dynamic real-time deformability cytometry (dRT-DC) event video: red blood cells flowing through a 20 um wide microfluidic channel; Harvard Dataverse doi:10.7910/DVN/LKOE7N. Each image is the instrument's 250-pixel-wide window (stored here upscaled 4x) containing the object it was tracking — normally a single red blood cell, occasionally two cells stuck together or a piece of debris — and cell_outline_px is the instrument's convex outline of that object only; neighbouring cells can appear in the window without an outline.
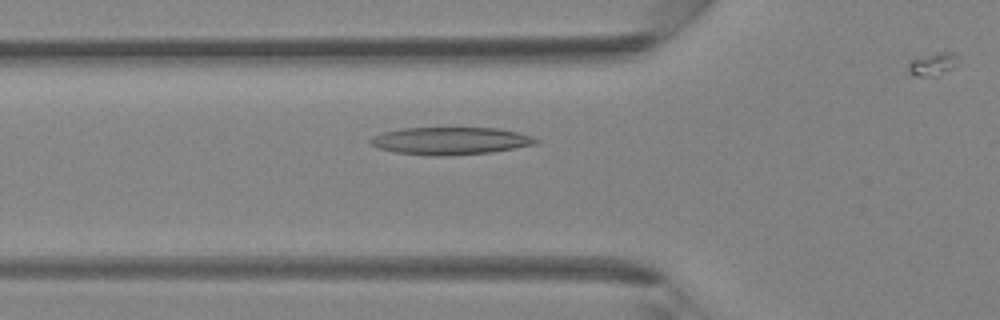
{"species": "Egyptian fruit bat (a non-hibernating species)", "species_latin": "Rousettus aegyptiacus", "temperature_condition": "room temperature", "stored_images_in_passage": 35, "camera_frame_rate_fps": 3000, "um_per_image_px": 0.085, "animal": {"sex": "female"}, "frame": {"image": 1, "passage_image": 15, "time_ms": 4.667, "image_size_px": [1000, 320], "cell_outline_px": [[540, 140], [536, 144], [492, 152], [444, 156], [428, 156], [396, 152], [380, 148], [372, 144], [368, 140], [384, 132], [400, 128], [500, 128], [516, 132]], "centroid_in_image_um": [38.29, 11.97], "position_along_channel_um": 87.5, "area_um2": 26.24}}
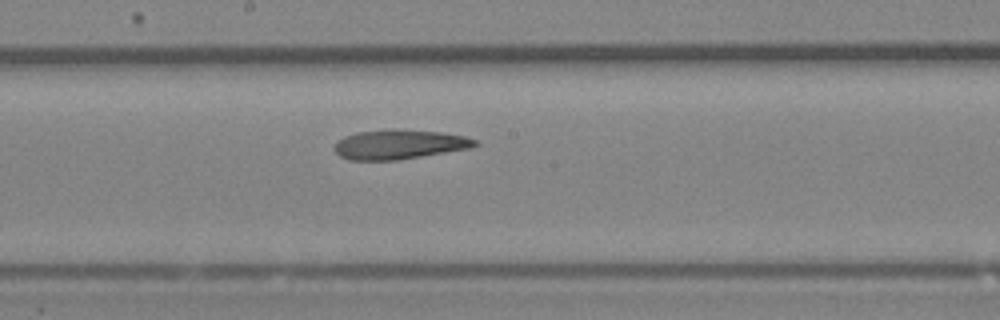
{"frame": {"image": 2, "passage_image": 23, "time_ms": 7.333, "image_size_px": [1000, 320], "cell_outline_px": [[480, 144], [468, 148], [400, 160], [348, 160], [340, 156], [332, 148], [336, 140], [344, 136], [356, 132], [396, 128], [440, 132], [464, 136], [476, 140]], "centroid_in_image_um": [33.87, 12.27], "position_along_channel_um": 214.3, "area_um2": 24.39}}
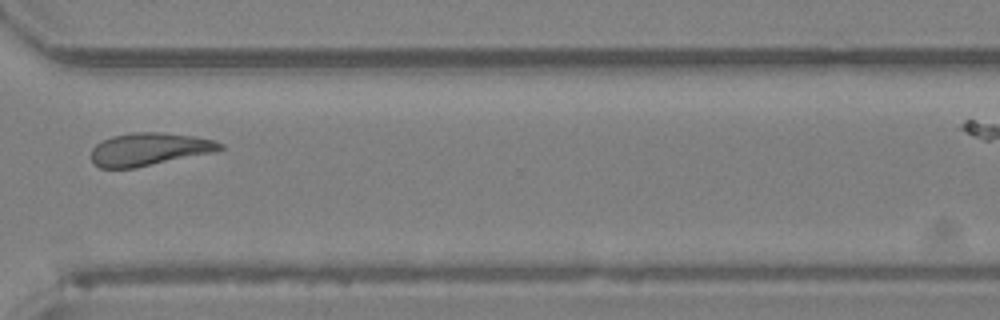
{"frame": {"image": 3, "passage_image": 32, "time_ms": 10.333, "image_size_px": [1000, 320], "cell_outline_px": [[224, 148], [212, 152], [136, 168], [100, 168], [92, 160], [92, 148], [96, 144], [112, 136], [132, 132], [160, 132], [196, 136], [212, 140], [224, 144]], "centroid_in_image_um": [12.68, 12.68], "position_along_channel_um": 357.9, "area_um2": 24.45}}